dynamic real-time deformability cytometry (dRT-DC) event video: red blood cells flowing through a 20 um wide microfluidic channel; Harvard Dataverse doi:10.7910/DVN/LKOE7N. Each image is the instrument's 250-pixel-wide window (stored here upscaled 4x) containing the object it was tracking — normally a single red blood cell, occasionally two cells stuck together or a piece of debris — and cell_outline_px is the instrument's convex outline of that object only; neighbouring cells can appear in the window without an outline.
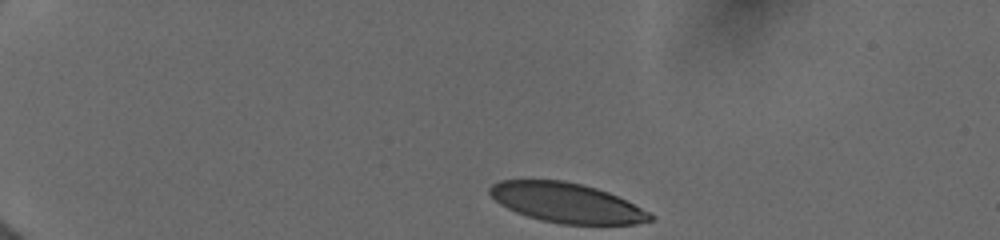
{"species": "human", "species_latin": "Homo sapiens", "temperature_condition": "cold", "stored_images_in_passage": 32, "camera_frame_rate_fps": 3000, "um_per_image_px": 0.085, "donor": {"sex": "female"}, "frame": {"image": 1, "passage_image": 1, "time_ms": 0.0, "image_size_px": [1000, 240], "cell_outline_px": [[652, 220], [636, 224], [560, 224], [540, 220], [516, 212], [500, 204], [488, 192], [488, 188], [492, 184], [500, 180], [564, 180], [596, 188], [608, 192], [648, 212], [652, 216]], "centroid_in_image_um": [48.11, 17.23], "position_along_channel_um": 36.9, "area_um2": 36.7}}
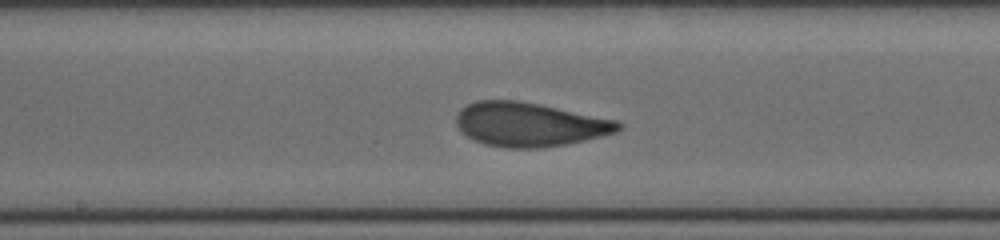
{"frame": {"image": 2, "passage_image": 18, "time_ms": 6.333, "image_size_px": [1000, 240], "cell_outline_px": [[624, 124], [616, 132], [584, 140], [564, 144], [540, 148], [504, 148], [484, 144], [468, 136], [456, 124], [456, 116], [460, 108], [476, 100], [516, 100], [540, 104], [616, 120]], "centroid_in_image_um": [44.99, 10.57], "position_along_channel_um": 203.2, "area_um2": 41.33}}
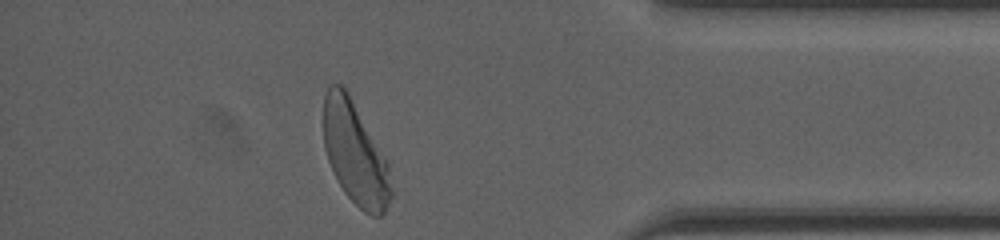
{"frame": {"image": 3, "passage_image": 32, "time_ms": 12.0, "image_size_px": [1000, 240], "cell_outline_px": [[392, 196], [384, 212], [380, 216], [372, 216], [364, 212], [344, 192], [328, 160], [324, 148], [324, 96], [328, 88], [332, 84], [340, 84], [348, 92], [388, 160], [392, 192]], "centroid_in_image_um": [30.2, 13.04], "position_along_channel_um": 405.0, "area_um2": 40.23}, "authors_computed_cell_mechanics": {"area_um2": 40.6334, "velocity_mm_per_s": 3.9511, "shape_relaxation_time_tau1_ms": 3.1682, "shape_relaxation_time_tau2_ms": 0.742, "deformation_change_tau1": 0.1333, "deformation_change_tau2": 0.059}}